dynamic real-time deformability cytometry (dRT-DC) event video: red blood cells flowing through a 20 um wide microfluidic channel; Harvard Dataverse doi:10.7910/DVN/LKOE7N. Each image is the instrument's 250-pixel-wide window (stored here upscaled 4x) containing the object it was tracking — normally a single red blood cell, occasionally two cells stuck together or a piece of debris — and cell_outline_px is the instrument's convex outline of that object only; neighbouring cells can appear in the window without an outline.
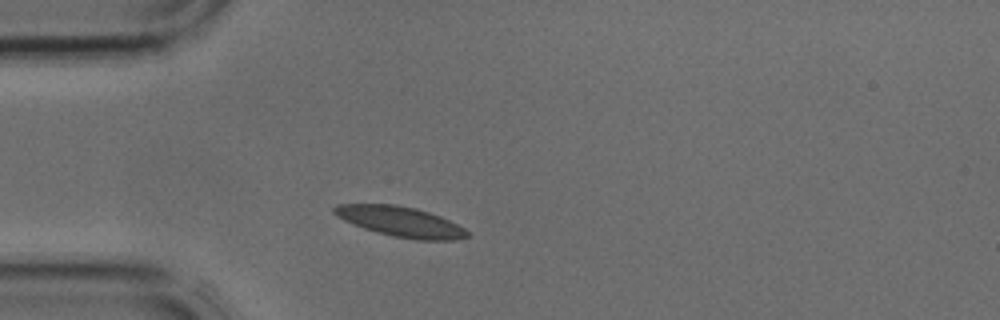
{"species": "common noctule bat (a hibernating species)", "species_latin": "Nyctalus noctula", "temperature_condition": "cold", "stored_images_in_passage": 1, "camera_frame_rate_fps": 3000, "um_per_image_px": 0.085, "animal": {"sex": "male", "body_mass_g": 17.9, "forearm_length_mm": 54.2}, "frame": {"image": 1, "passage_image": 1, "time_ms": 0.0, "image_size_px": [1000, 320], "cell_outline_px": [[472, 236], [456, 240], [416, 240], [392, 236], [364, 228], [344, 220], [336, 216], [332, 212], [332, 208], [336, 204], [396, 204], [416, 208], [440, 216], [464, 228]], "centroid_in_image_um": [34.05, 18.84], "position_along_channel_um": 50.9, "area_um2": 23.41}}